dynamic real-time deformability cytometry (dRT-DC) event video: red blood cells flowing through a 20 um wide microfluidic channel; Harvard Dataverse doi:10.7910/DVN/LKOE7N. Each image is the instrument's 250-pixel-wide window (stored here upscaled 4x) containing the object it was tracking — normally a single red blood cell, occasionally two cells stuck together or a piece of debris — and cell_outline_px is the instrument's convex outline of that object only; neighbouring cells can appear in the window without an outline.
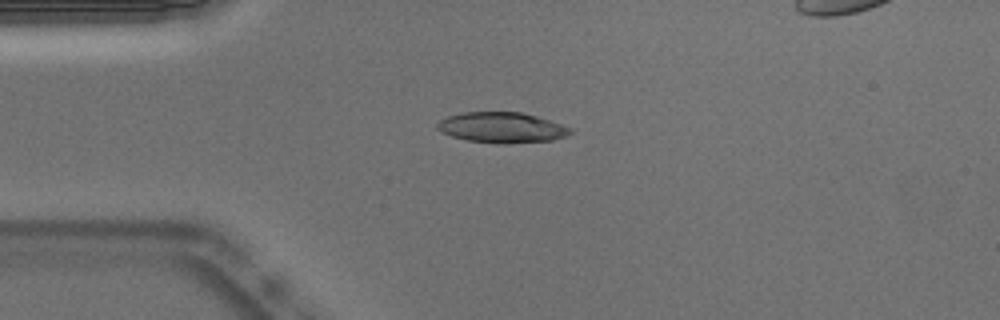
{"species": "Egyptian fruit bat (a non-hibernating species)", "species_latin": "Rousettus aegyptiacus", "temperature_condition": "warm", "stored_images_in_passage": 53, "camera_frame_rate_fps": 3000, "um_per_image_px": 0.085, "animal": {"sex": "male"}, "frame": {"image": 1, "passage_image": 12, "time_ms": 3.667, "image_size_px": [1000, 320], "cell_outline_px": [[572, 132], [564, 136], [552, 140], [504, 144], [496, 144], [468, 140], [452, 136], [440, 132], [436, 128], [436, 124], [440, 120], [448, 116], [464, 112], [520, 112], [536, 116], [572, 128]], "centroid_in_image_um": [42.62, 10.85], "position_along_channel_um": 42.4, "area_um2": 23.58}}
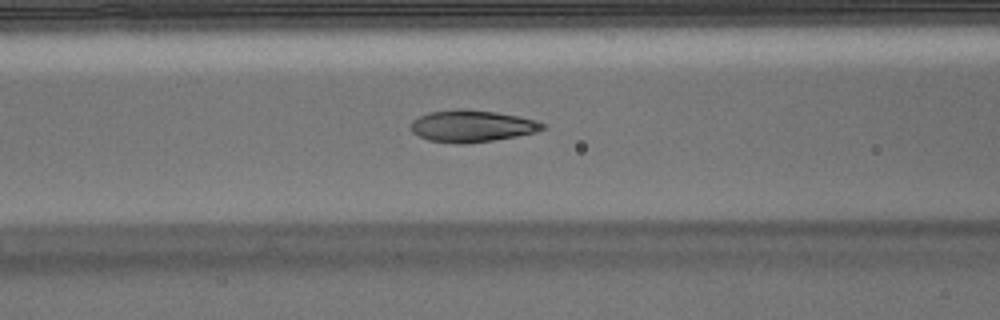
{"frame": {"image": 2, "passage_image": 20, "time_ms": 6.333, "image_size_px": [1000, 320], "cell_outline_px": [[548, 124], [544, 128], [536, 132], [516, 136], [492, 140], [464, 144], [456, 144], [428, 140], [412, 132], [412, 120], [428, 112], [456, 108], [464, 108], [496, 112], [520, 116], [536, 120]], "centroid_in_image_um": [40.13, 10.7], "position_along_channel_um": 126.5, "area_um2": 24.62}}
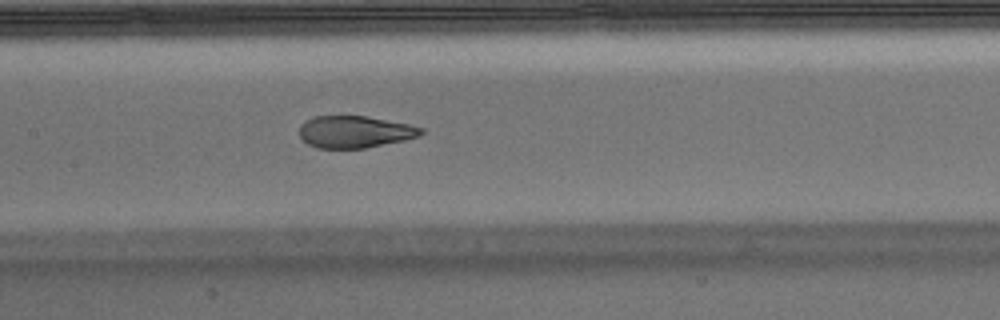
{"frame": {"image": 3, "passage_image": 24, "time_ms": 7.667, "image_size_px": [1000, 320], "cell_outline_px": [[424, 132], [420, 136], [404, 140], [364, 148], [316, 148], [308, 144], [300, 136], [300, 124], [316, 116], [368, 116], [408, 124], [424, 128]], "centroid_in_image_um": [30.18, 11.2], "position_along_channel_um": 177.2, "area_um2": 22.6}, "authors_computed_cell_mechanics": {"area_um2": 24.7384, "velocity_mm_per_s": 3.7908, "shape_relaxation_time_tau1_ms": 7.5556, "shape_relaxation_time_tau2_ms": 0.8667, "deformation_change_tau1": 0.2719, "deformation_change_tau2": 0.0688}}